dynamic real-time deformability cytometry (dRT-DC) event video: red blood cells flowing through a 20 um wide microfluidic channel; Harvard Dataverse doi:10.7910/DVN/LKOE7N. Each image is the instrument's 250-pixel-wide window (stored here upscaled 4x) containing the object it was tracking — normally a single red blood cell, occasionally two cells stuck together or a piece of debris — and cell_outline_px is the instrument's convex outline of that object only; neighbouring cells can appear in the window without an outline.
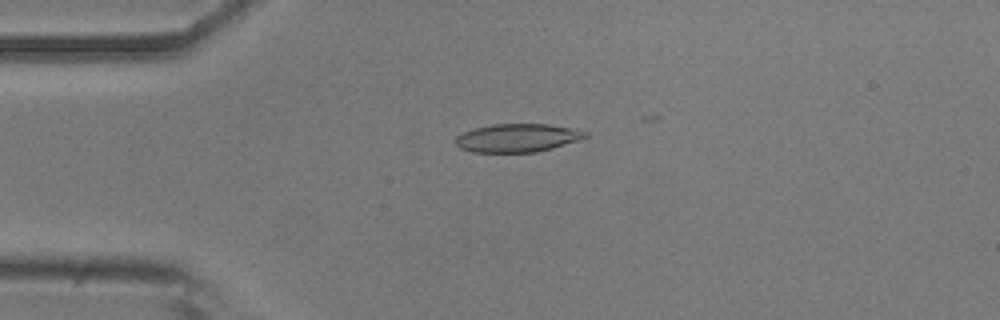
{"species": "common noctule bat (a hibernating species)", "species_latin": "Nyctalus noctula", "temperature_condition": "room temperature", "stored_images_in_passage": 10, "camera_frame_rate_fps": 3000, "um_per_image_px": 0.085, "animal": {"sex": "male", "body_mass_g": 20.5, "forearm_length_mm": 52.5}, "frame": {"image": 1, "passage_image": 3, "time_ms": 0.667, "image_size_px": [1000, 320], "cell_outline_px": [[588, 136], [580, 140], [552, 148], [536, 152], [472, 152], [460, 148], [456, 144], [456, 136], [464, 132], [476, 128], [492, 124], [548, 124], [572, 128], [588, 132]], "centroid_in_image_um": [44.0, 11.72], "position_along_channel_um": 41.0, "area_um2": 21.33}}
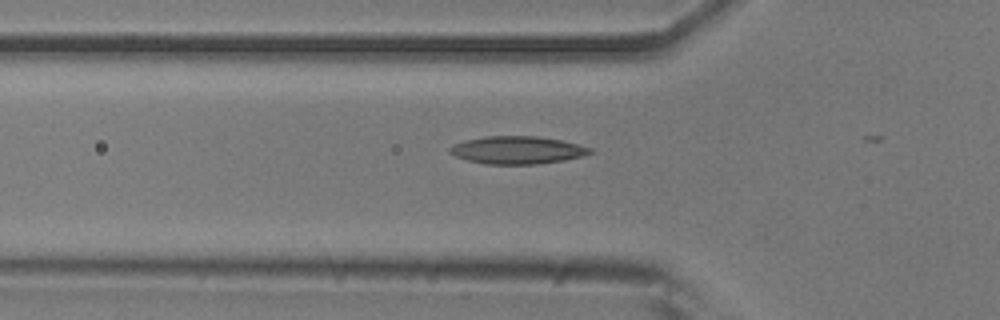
{"frame": {"image": 2, "passage_image": 8, "time_ms": 2.333, "image_size_px": [1000, 320], "cell_outline_px": [[596, 152], [564, 160], [536, 164], [484, 164], [468, 160], [456, 156], [448, 152], [448, 148], [452, 144], [464, 140], [484, 136], [536, 136], [560, 140], [580, 144], [592, 148]], "centroid_in_image_um": [43.96, 12.75], "position_along_channel_um": 81.8, "area_um2": 22.77}}